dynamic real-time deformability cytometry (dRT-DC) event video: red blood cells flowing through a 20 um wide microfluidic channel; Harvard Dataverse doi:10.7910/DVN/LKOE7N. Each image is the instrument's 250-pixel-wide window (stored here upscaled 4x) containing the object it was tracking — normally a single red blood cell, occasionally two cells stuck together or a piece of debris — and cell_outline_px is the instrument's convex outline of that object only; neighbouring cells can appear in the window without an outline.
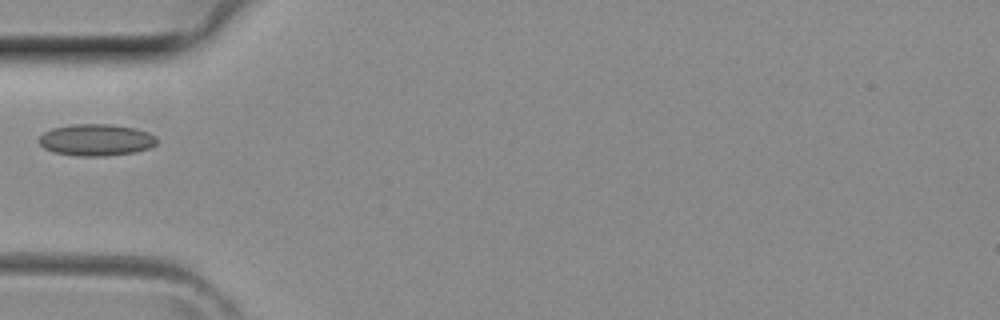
{"species": "common noctule bat (a hibernating species)", "species_latin": "Nyctalus noctula", "temperature_condition": "room temperature", "stored_images_in_passage": 2, "camera_frame_rate_fps": 3000, "um_per_image_px": 0.085, "animal": {"sex": "female", "body_mass_g": 29.2, "forearm_length_mm": 56.3}, "frame": {"image": 1, "passage_image": 2, "time_ms": 0.333, "image_size_px": [1000, 320], "cell_outline_px": [[160, 140], [156, 144], [148, 148], [136, 152], [104, 156], [76, 156], [52, 152], [44, 148], [36, 140], [44, 132], [52, 128], [72, 124], [112, 124], [136, 128], [148, 132], [156, 136]], "centroid_in_image_um": [8.18, 11.89], "position_along_channel_um": 76.8, "area_um2": 22.14}}